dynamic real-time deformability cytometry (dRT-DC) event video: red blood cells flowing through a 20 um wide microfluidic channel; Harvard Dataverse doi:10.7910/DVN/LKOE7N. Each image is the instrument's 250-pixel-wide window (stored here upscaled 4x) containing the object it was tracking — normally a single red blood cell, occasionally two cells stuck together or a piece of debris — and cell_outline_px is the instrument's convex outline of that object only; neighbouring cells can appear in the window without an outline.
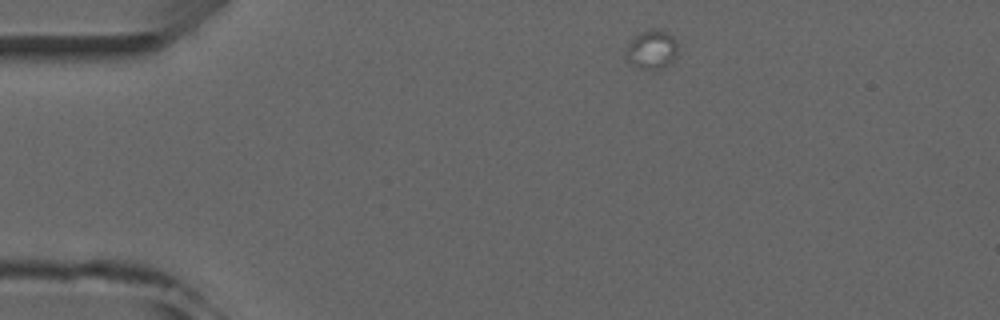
{"species": "common noctule bat (a hibernating species)", "species_latin": "Nyctalus noctula", "temperature_condition": "room temperature", "stored_images_in_passage": 3, "camera_frame_rate_fps": 3000, "um_per_image_px": 0.085, "animal": {"sex": "male", "forearm_length_mm": 52.5}, "frame": {"image": 1, "passage_image": 1, "time_ms": 0.0, "image_size_px": [1000, 320], "cell_outline_px": [[680, 52], [664, 68], [636, 68], [628, 64], [624, 56], [624, 52], [628, 44], [640, 32], [648, 28], [656, 28], [668, 32], [676, 40]], "centroid_in_image_um": [55.39, 4.2], "position_along_channel_um": 29.6, "area_um2": 12.2}}